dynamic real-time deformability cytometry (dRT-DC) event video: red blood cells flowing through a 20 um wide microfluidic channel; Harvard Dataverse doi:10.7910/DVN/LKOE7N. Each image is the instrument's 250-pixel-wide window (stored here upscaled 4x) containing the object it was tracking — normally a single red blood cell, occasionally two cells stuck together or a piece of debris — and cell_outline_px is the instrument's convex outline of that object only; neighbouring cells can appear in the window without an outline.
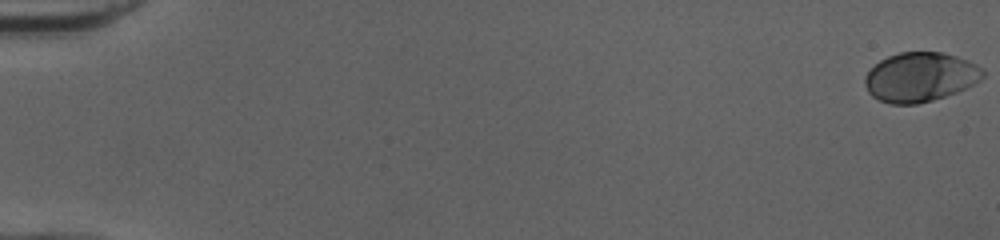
{"species": "human", "species_latin": "Homo sapiens", "temperature_condition": "cold", "stored_images_in_passage": 53, "camera_frame_rate_fps": 3000, "um_per_image_px": 0.085, "donor": {"sex": "female"}, "frame": {"image": 1, "passage_image": 1, "time_ms": 0.0, "image_size_px": [1000, 240], "cell_outline_px": [[984, 76], [980, 80], [956, 92], [932, 100], [916, 104], [892, 104], [880, 100], [872, 96], [868, 92], [864, 84], [864, 76], [880, 60], [888, 56], [900, 52], [944, 52], [968, 60], [976, 64], [984, 72]], "centroid_in_image_um": [78.2, 6.54], "position_along_channel_um": 6.8, "area_um2": 33.76}}
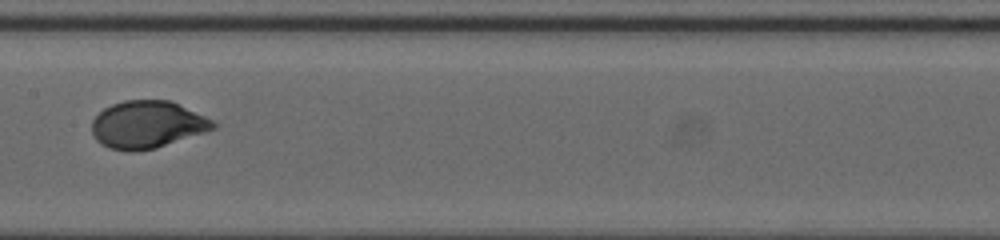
{"frame": {"image": 2, "passage_image": 29, "time_ms": 9.333, "image_size_px": [1000, 240], "cell_outline_px": [[216, 128], [156, 148], [136, 152], [128, 152], [108, 148], [100, 144], [96, 140], [92, 132], [92, 120], [104, 108], [112, 104], [124, 100], [172, 100], [212, 120], [216, 124]], "centroid_in_image_um": [12.49, 10.6], "position_along_channel_um": 194.9, "area_um2": 33.58}}
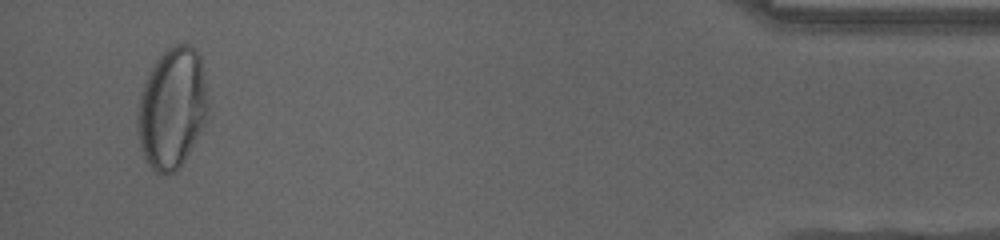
{"frame": {"image": 3, "passage_image": 51, "time_ms": 16.667, "image_size_px": [1000, 240], "cell_outline_px": [[208, 112], [204, 124], [200, 132], [184, 160], [168, 176], [156, 172], [148, 164], [144, 156], [140, 144], [136, 128], [136, 112], [140, 92], [144, 80], [148, 72], [156, 60], [172, 44], [188, 44], [196, 48], [200, 56], [204, 72], [208, 108]], "centroid_in_image_um": [14.6, 9.16], "position_along_channel_um": 420.6, "area_um2": 49.94}, "authors_computed_cell_mechanics": {"area_um2": 33.813, "velocity_mm_per_s": 3.9852, "shape_relaxation_time_tau1_ms": 3.7537, "shape_relaxation_time_tau2_ms": null, "deformation_change_tau1": 0.1729, "deformation_change_tau2": null}}